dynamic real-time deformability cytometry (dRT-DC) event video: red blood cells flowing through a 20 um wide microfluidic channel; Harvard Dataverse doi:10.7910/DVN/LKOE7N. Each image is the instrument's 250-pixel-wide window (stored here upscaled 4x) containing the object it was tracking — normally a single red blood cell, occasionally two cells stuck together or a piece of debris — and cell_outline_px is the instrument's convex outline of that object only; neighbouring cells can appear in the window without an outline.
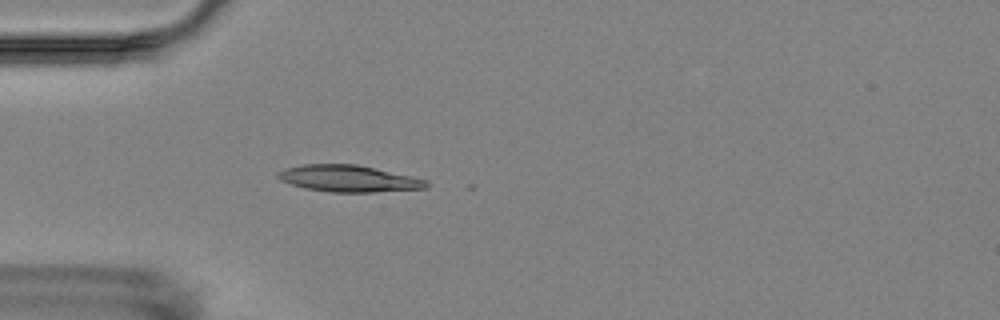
{"species": "Egyptian fruit bat (a non-hibernating species)", "species_latin": "Rousettus aegyptiacus", "temperature_condition": "room temperature", "stored_images_in_passage": 2, "camera_frame_rate_fps": 3000, "um_per_image_px": 0.085, "animal": {"sex": "female"}, "frame": {"image": 1, "passage_image": 2, "time_ms": 1.333, "image_size_px": [1000, 320], "cell_outline_px": [[428, 188], [372, 192], [328, 192], [304, 188], [280, 180], [276, 176], [276, 172], [284, 168], [304, 164], [356, 164], [412, 176], [428, 180]], "centroid_in_image_um": [29.61, 15.17], "position_along_channel_um": 55.4, "area_um2": 23.12}}